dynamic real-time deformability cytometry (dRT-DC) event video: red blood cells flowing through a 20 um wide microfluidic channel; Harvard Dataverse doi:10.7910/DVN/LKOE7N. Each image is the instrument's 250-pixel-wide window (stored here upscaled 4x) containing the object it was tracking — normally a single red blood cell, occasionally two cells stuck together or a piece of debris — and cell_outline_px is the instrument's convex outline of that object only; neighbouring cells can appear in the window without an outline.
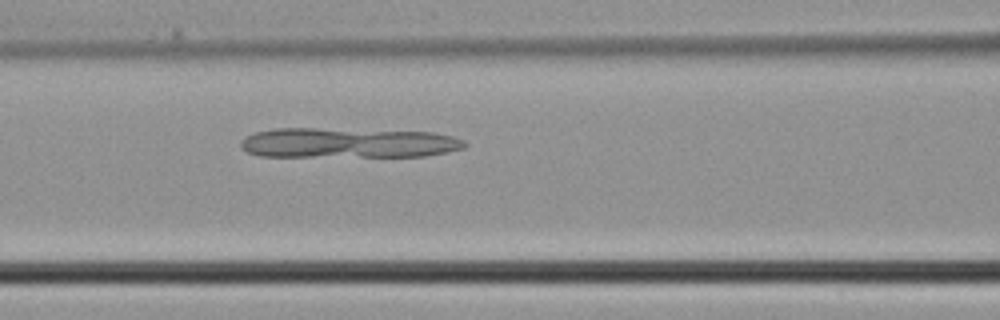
{"species": "common noctule bat (a hibernating species)", "species_latin": "Nyctalus noctula", "temperature_condition": "cold", "stored_images_in_passage": 4, "camera_frame_rate_fps": 3000, "um_per_image_px": 0.085, "animal": {"sex": "male", "body_mass_g": 21.5, "forearm_length_mm": 52.0}, "frame": {"image": 1, "passage_image": 4, "time_ms": 1.0, "image_size_px": [1000, 320], "cell_outline_px": [[468, 144], [464, 148], [448, 152], [424, 156], [260, 156], [248, 152], [240, 148], [240, 140], [244, 136], [256, 132], [276, 128], [316, 128], [432, 132], [452, 136], [464, 140]], "centroid_in_image_um": [29.56, 12.14], "position_along_channel_um": 137.0, "area_um2": 39.36}}